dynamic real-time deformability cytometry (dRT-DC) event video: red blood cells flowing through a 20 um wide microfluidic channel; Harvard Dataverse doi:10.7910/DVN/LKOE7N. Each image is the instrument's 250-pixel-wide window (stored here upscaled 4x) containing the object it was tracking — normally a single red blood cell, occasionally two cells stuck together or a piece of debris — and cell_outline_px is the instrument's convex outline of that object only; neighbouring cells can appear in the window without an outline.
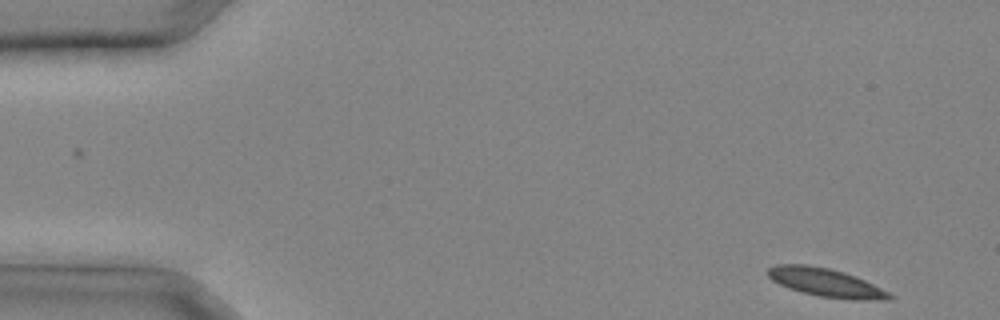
{"species": "common noctule bat (a hibernating species)", "species_latin": "Nyctalus noctula", "temperature_condition": "cold", "stored_images_in_passage": 30, "camera_frame_rate_fps": 3000, "um_per_image_px": 0.085, "animal": {"sex": "male", "body_mass_g": 20.4}, "frame": {"image": 1, "passage_image": 1, "time_ms": 0.0, "image_size_px": [1000, 320], "cell_outline_px": [[896, 296], [892, 300], [852, 300], [820, 296], [788, 288], [772, 280], [768, 276], [768, 268], [776, 264], [804, 264], [828, 268], [844, 272], [856, 276]], "centroid_in_image_um": [70.23, 24.02], "position_along_channel_um": 14.8, "area_um2": 20.06}}
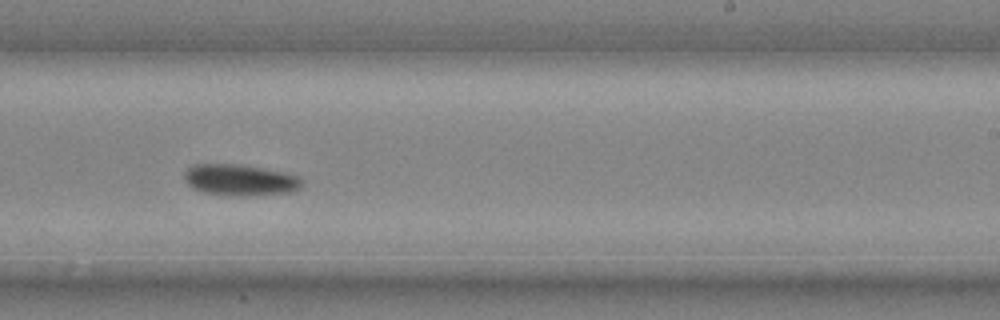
{"frame": {"image": 2, "passage_image": 19, "time_ms": 6.0, "image_size_px": [1000, 320], "cell_outline_px": [[304, 184], [300, 188], [292, 192], [256, 196], [240, 196], [204, 192], [192, 188], [188, 184], [184, 176], [184, 172], [192, 164], [244, 164], [280, 172], [296, 176]], "centroid_in_image_um": [20.39, 15.3], "position_along_channel_um": 268.6, "area_um2": 21.44}}
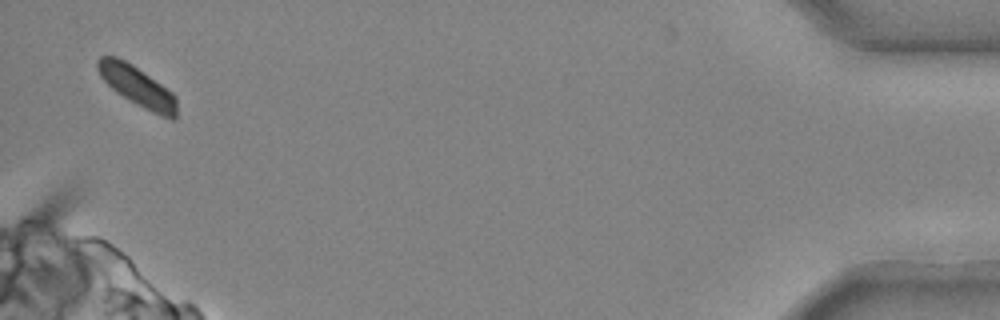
{"frame": {"image": 3, "passage_image": 30, "time_ms": 9.667, "image_size_px": [1000, 320], "cell_outline_px": [[176, 120], [172, 120], [160, 116], [144, 108], [116, 92], [100, 76], [96, 68], [96, 60], [100, 56], [116, 56], [132, 64], [172, 92], [176, 96]], "centroid_in_image_um": [11.66, 7.33], "position_along_channel_um": 423.5, "area_um2": 18.32}}